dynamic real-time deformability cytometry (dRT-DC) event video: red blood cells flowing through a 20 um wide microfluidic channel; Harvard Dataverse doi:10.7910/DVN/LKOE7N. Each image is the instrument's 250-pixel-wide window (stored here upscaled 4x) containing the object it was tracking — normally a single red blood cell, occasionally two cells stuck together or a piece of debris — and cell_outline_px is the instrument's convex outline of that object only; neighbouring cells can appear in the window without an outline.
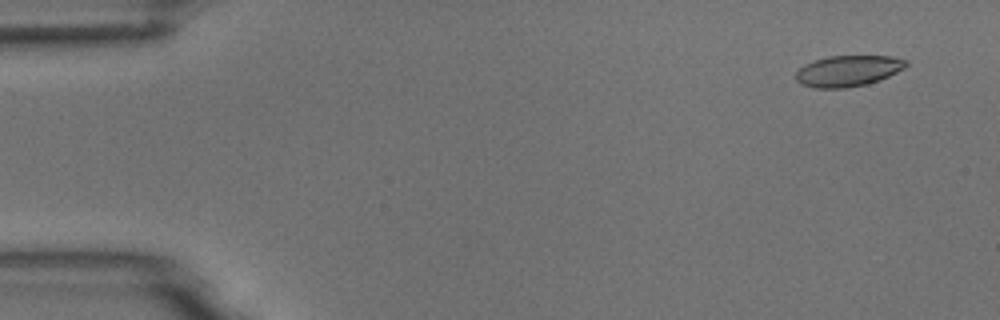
{"species": "common noctule bat (a hibernating species)", "species_latin": "Nyctalus noctula", "temperature_condition": "room temperature", "stored_images_in_passage": 9, "camera_frame_rate_fps": 3000, "um_per_image_px": 0.085, "animal": {"sex": "male", "body_mass_g": 18.8}, "frame": {"image": 1, "passage_image": 2, "time_ms": 1.0, "image_size_px": [1000, 320], "cell_outline_px": [[908, 64], [904, 68], [880, 80], [868, 84], [844, 88], [816, 88], [800, 84], [796, 80], [796, 72], [804, 64], [828, 56], [892, 56], [908, 60]], "centroid_in_image_um": [72.09, 6.03], "position_along_channel_um": 12.9, "area_um2": 19.94}}